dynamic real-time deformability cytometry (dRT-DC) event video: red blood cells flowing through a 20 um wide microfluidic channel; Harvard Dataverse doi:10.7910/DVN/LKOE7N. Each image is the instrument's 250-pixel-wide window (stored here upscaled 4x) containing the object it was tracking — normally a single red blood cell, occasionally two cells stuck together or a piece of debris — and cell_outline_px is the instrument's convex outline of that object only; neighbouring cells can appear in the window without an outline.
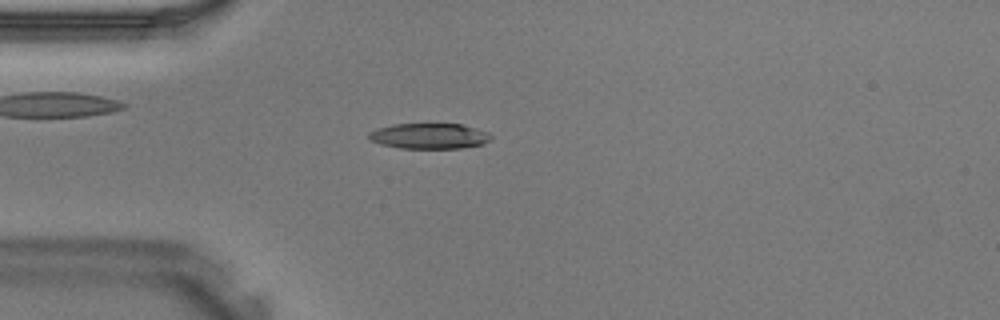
{"species": "Egyptian fruit bat (a non-hibernating species)", "species_latin": "Rousettus aegyptiacus", "temperature_condition": "warm", "stored_images_in_passage": 34, "camera_frame_rate_fps": 3000, "um_per_image_px": 0.085, "animal": {"sex": "male"}, "frame": {"image": 1, "passage_image": 5, "time_ms": 1.333, "image_size_px": [1000, 320], "cell_outline_px": [[492, 136], [484, 144], [460, 148], [400, 148], [380, 144], [372, 140], [368, 136], [368, 132], [376, 128], [392, 124], [460, 124], [488, 132]], "centroid_in_image_um": [36.46, 11.56], "position_along_channel_um": 48.5, "area_um2": 18.09}}
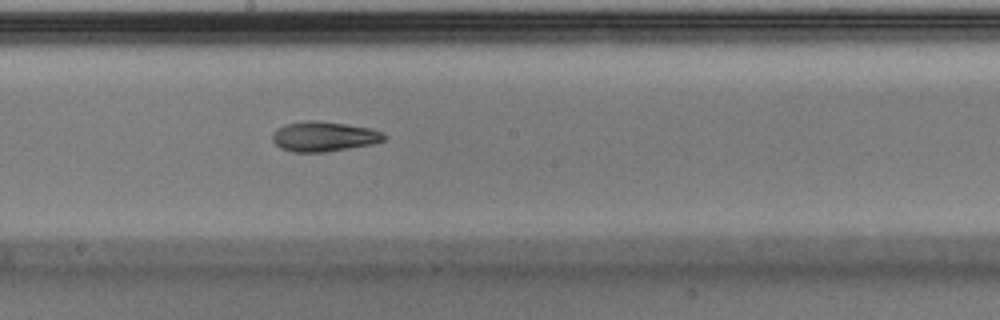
{"frame": {"image": 2, "passage_image": 16, "time_ms": 5.0, "image_size_px": [1000, 320], "cell_outline_px": [[388, 136], [384, 140], [372, 144], [324, 152], [292, 152], [280, 148], [272, 140], [272, 132], [276, 128], [284, 124], [312, 120], [316, 120], [372, 128]], "centroid_in_image_um": [27.49, 11.6], "position_along_channel_um": 220.7, "area_um2": 19.48}}
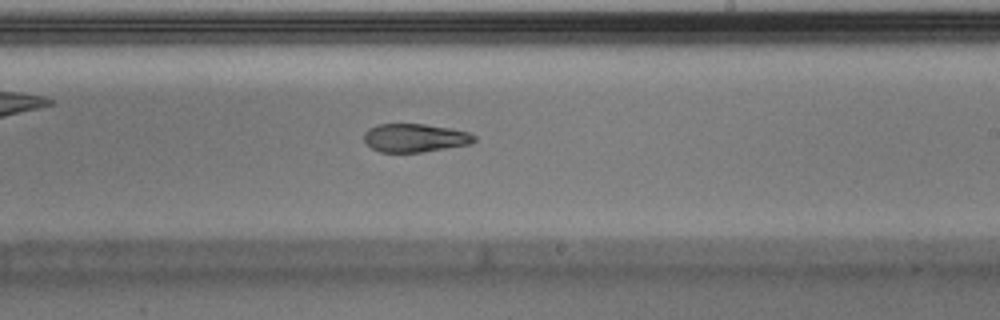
{"frame": {"image": 3, "passage_image": 18, "time_ms": 5.667, "image_size_px": [1000, 320], "cell_outline_px": [[476, 140], [472, 144], [420, 152], [380, 152], [372, 148], [364, 140], [364, 132], [368, 128], [376, 124], [424, 124], [452, 128], [468, 132], [476, 136]], "centroid_in_image_um": [35.28, 11.71], "position_along_channel_um": 253.7, "area_um2": 18.32}}